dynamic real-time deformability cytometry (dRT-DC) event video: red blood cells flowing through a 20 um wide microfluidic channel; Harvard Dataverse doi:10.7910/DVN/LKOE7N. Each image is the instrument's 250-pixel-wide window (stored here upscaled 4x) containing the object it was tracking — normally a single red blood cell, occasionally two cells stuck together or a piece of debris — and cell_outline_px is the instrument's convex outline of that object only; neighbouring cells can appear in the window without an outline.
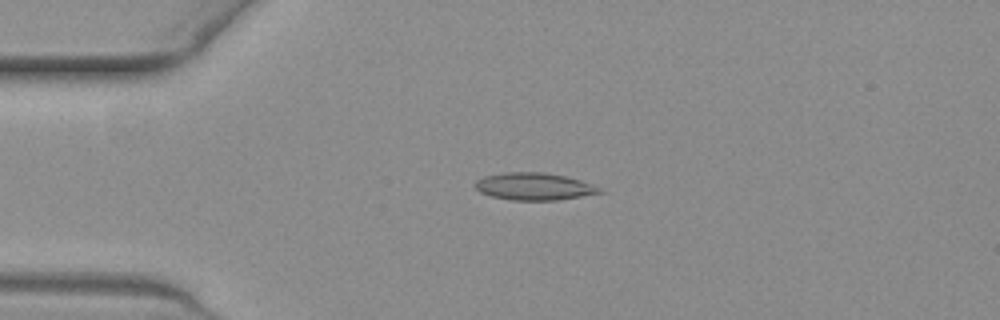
{"species": "common noctule bat (a hibernating species)", "species_latin": "Nyctalus noctula", "temperature_condition": "warm", "stored_images_in_passage": 42, "camera_frame_rate_fps": 3000, "um_per_image_px": 0.085, "animal": {"sex": "female", "body_mass_g": 19.3, "forearm_length_mm": 54.1}, "frame": {"image": 1, "passage_image": 1, "time_ms": 0.0, "image_size_px": [1000, 320], "cell_outline_px": [[604, 192], [556, 200], [512, 200], [492, 196], [480, 192], [472, 184], [476, 180], [484, 176], [504, 172], [544, 172], [564, 176], [580, 180], [600, 188]], "centroid_in_image_um": [45.34, 15.84], "position_along_channel_um": 39.7, "area_um2": 19.65}}
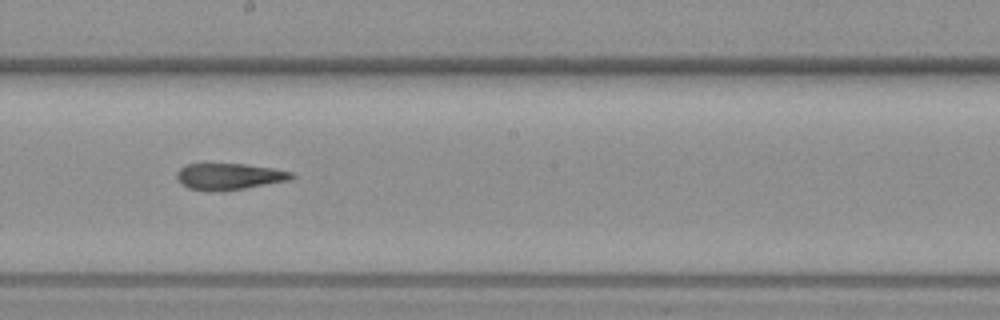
{"frame": {"image": 2, "passage_image": 18, "time_ms": 5.667, "image_size_px": [1000, 320], "cell_outline_px": [[296, 176], [288, 180], [244, 188], [188, 188], [180, 184], [176, 176], [176, 172], [180, 168], [188, 164], [244, 164], [272, 168], [292, 172]], "centroid_in_image_um": [19.49, 14.95], "position_along_channel_um": 228.7, "area_um2": 16.76}}
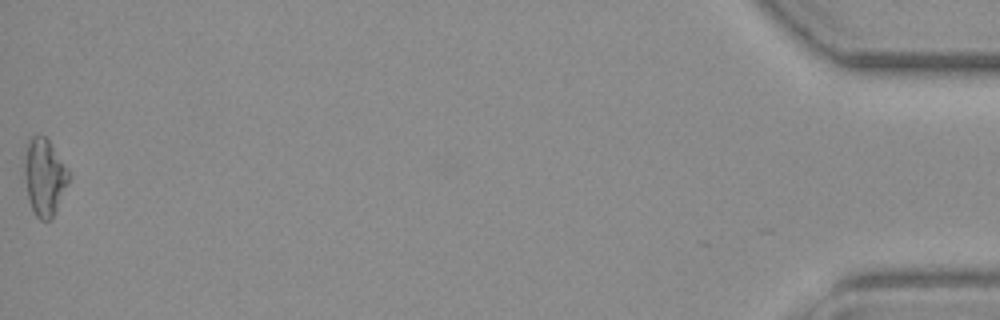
{"frame": {"image": 3, "passage_image": 42, "time_ms": 13.667, "image_size_px": [1000, 320], "cell_outline_px": [[68, 184], [52, 220], [40, 220], [36, 216], [28, 200], [24, 172], [24, 160], [28, 140], [32, 136], [44, 136], [48, 140], [68, 172]], "centroid_in_image_um": [3.75, 15.09], "position_along_channel_um": 431.5, "area_um2": 19.48}, "authors_computed_cell_mechanics": {"area_um2": 18.2648, "velocity_mm_per_s": 3.8489, "shape_relaxation_time_tau1_ms": null, "shape_relaxation_time_tau2_ms": 10.5452, "deformation_change_tau1": null, "deformation_change_tau2": 0.2505}}